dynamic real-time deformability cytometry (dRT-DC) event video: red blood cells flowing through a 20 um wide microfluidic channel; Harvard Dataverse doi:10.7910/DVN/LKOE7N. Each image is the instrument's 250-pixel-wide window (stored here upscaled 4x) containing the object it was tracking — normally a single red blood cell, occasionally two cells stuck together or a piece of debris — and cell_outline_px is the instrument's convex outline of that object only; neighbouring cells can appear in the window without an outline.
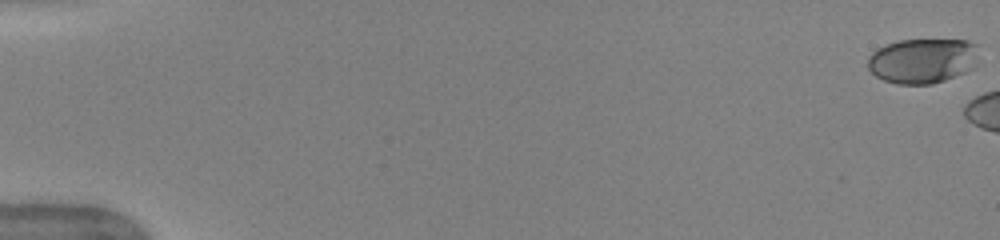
{"species": "human", "species_latin": "Homo sapiens", "temperature_condition": "warm", "stored_images_in_passage": 6, "camera_frame_rate_fps": 3000, "um_per_image_px": 0.085, "donor": {"sex": "female"}, "frame": {"image": 1, "passage_image": 1, "time_ms": 0.0, "image_size_px": [1000, 240], "cell_outline_px": [[976, 44], [972, 68], [964, 72], [944, 80], [932, 84], [896, 84], [884, 80], [876, 76], [868, 68], [868, 56], [876, 48], [900, 40], [968, 40]], "centroid_in_image_um": [78.34, 5.16], "position_along_channel_um": 6.7, "area_um2": 28.67}}